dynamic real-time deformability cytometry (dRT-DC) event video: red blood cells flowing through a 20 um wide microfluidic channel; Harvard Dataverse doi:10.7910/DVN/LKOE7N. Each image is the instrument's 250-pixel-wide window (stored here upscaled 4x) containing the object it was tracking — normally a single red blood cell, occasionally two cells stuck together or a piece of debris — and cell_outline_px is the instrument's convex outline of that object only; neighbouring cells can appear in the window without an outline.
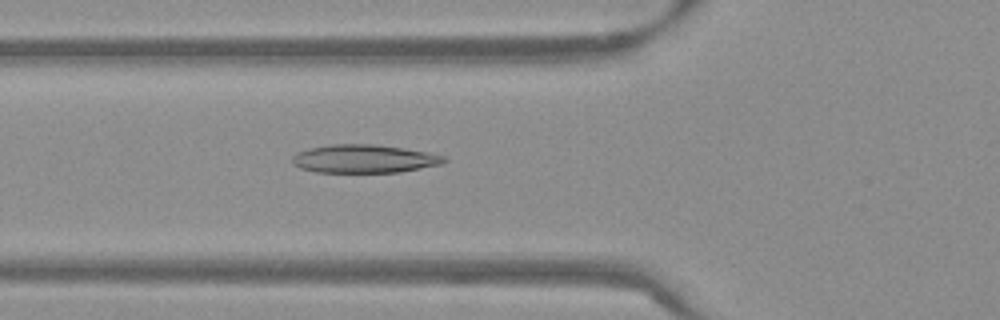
{"species": "Egyptian fruit bat (a non-hibernating species)", "species_latin": "Rousettus aegyptiacus", "temperature_condition": "warm", "stored_images_in_passage": 47, "camera_frame_rate_fps": 3000, "um_per_image_px": 0.085, "frame": {"image": 1, "passage_image": 14, "time_ms": 4.333, "image_size_px": [1000, 320], "cell_outline_px": [[448, 160], [444, 164], [400, 172], [316, 172], [300, 168], [292, 164], [292, 156], [296, 152], [308, 148], [332, 144], [372, 144], [428, 152], [444, 156]], "centroid_in_image_um": [30.94, 13.5], "position_along_channel_um": 94.9, "area_um2": 25.09}}
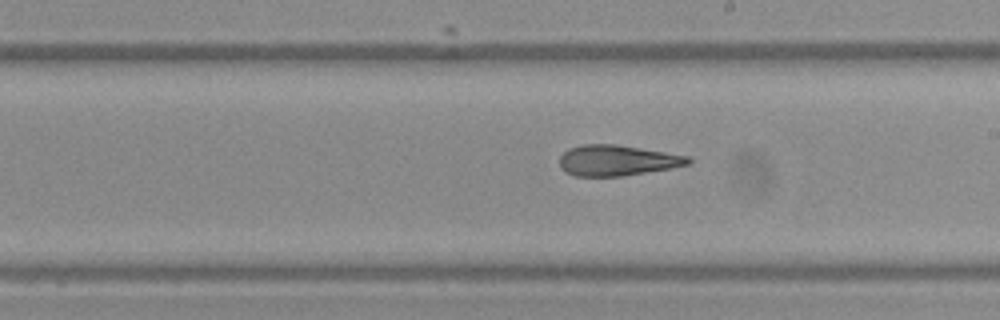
{"frame": {"image": 2, "passage_image": 25, "time_ms": 8.0, "image_size_px": [1000, 320], "cell_outline_px": [[692, 164], [672, 168], [620, 176], [576, 176], [564, 172], [560, 168], [560, 156], [568, 148], [584, 144], [616, 144], [688, 156], [692, 160]], "centroid_in_image_um": [52.44, 13.63], "position_along_channel_um": 236.6, "area_um2": 23.0}}
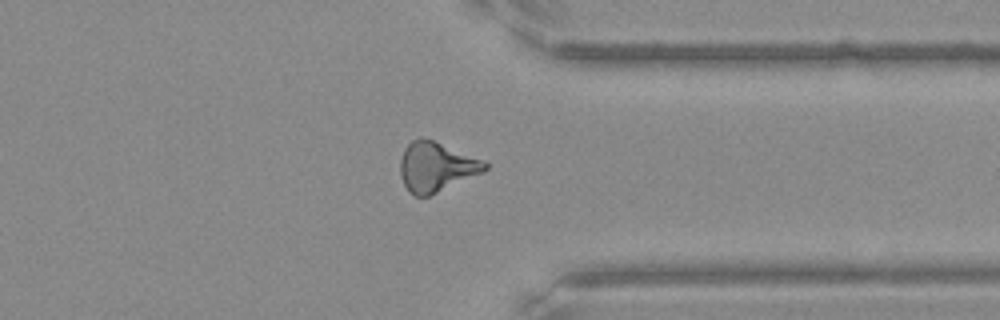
{"frame": {"image": 3, "passage_image": 36, "time_ms": 11.667, "image_size_px": [1000, 320], "cell_outline_px": [[488, 168], [484, 172], [428, 196], [412, 196], [408, 192], [400, 176], [400, 160], [404, 148], [412, 140], [420, 136], [432, 140], [484, 160], [488, 164]], "centroid_in_image_um": [37.05, 14.18], "position_along_channel_um": 374.3, "area_um2": 24.51}, "authors_computed_cell_mechanics": {"area_um2": 23.7558, "velocity_mm_per_s": 3.8456, "shape_relaxation_time_tau1_ms": 10.1138, "shape_relaxation_time_tau2_ms": 3.6072, "deformation_change_tau1": 0.2406, "deformation_change_tau2": 0.1269}}